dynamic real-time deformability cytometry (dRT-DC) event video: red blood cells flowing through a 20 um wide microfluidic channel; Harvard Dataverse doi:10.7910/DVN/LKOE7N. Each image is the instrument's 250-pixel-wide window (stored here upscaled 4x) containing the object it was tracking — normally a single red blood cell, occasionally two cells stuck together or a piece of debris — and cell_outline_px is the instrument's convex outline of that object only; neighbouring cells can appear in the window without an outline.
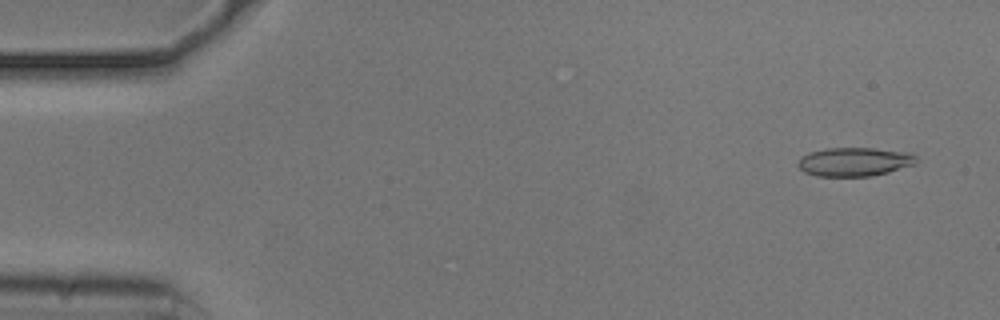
{"species": "common noctule bat (a hibernating species)", "species_latin": "Nyctalus noctula", "temperature_condition": "cold", "stored_images_in_passage": 54, "camera_frame_rate_fps": 3000, "um_per_image_px": 0.085, "animal": {"sex": "male", "body_mass_g": 20.5, "forearm_length_mm": 52.5}, "frame": {"image": 1, "passage_image": 3, "time_ms": 0.667, "image_size_px": [1000, 320], "cell_outline_px": [[916, 164], [888, 172], [872, 176], [816, 176], [804, 172], [796, 164], [800, 156], [808, 152], [828, 148], [872, 148], [912, 152], [916, 156]], "centroid_in_image_um": [72.61, 13.75], "position_along_channel_um": 12.4, "area_um2": 20.06}}
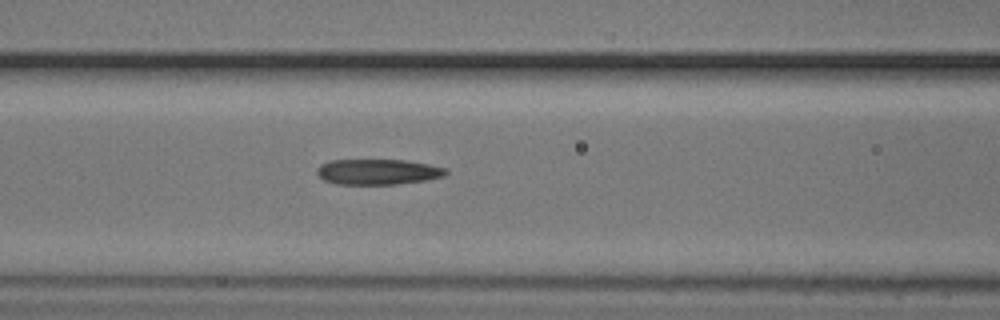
{"frame": {"image": 2, "passage_image": 22, "time_ms": 7.0, "image_size_px": [1000, 320], "cell_outline_px": [[448, 172], [444, 176], [424, 180], [396, 184], [336, 184], [324, 180], [316, 172], [316, 168], [320, 164], [332, 160], [404, 160], [428, 164], [448, 168]], "centroid_in_image_um": [32.11, 14.6], "position_along_channel_um": 134.5, "area_um2": 19.13}}
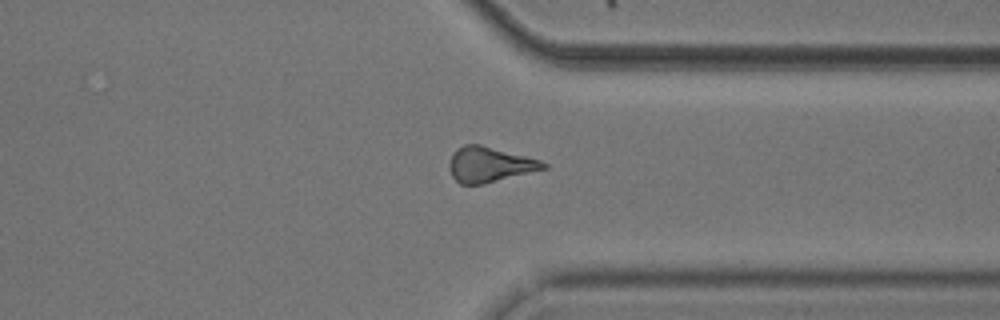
{"frame": {"image": 3, "passage_image": 41, "time_ms": 13.333, "image_size_px": [1000, 320], "cell_outline_px": [[548, 168], [480, 184], [460, 184], [452, 176], [448, 168], [448, 164], [452, 152], [456, 148], [464, 144], [480, 144], [540, 160], [548, 164]], "centroid_in_image_um": [41.56, 13.97], "position_along_channel_um": 369.8, "area_um2": 19.19}, "authors_computed_cell_mechanics": {"area_um2": 19.6231, "velocity_mm_per_s": 3.7291, "shape_relaxation_time_tau1_ms": 5.1322, "shape_relaxation_time_tau2_ms": 4.4636, "deformation_change_tau1": 0.1442, "deformation_change_tau2": 0.1649}}